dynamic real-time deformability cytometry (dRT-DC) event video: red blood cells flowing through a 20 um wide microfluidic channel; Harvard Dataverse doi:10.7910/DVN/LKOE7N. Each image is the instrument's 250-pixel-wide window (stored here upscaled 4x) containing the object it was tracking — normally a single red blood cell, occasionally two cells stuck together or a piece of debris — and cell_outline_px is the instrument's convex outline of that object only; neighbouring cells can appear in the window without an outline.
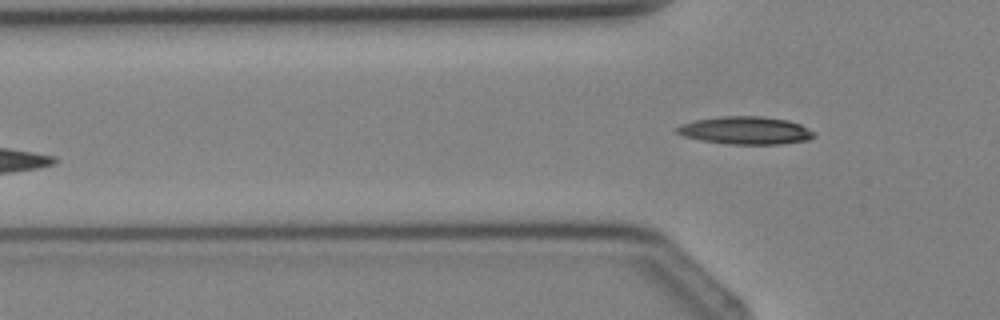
{"species": "Egyptian fruit bat (a non-hibernating species)", "species_latin": "Rousettus aegyptiacus", "temperature_condition": "cold", "stored_images_in_passage": 4, "camera_frame_rate_fps": 3000, "um_per_image_px": 0.085, "animal": {"sex": "female"}, "frame": {"image": 1, "passage_image": 4, "time_ms": 3.333, "image_size_px": [1000, 320], "cell_outline_px": [[816, 136], [808, 140], [780, 144], [728, 144], [704, 140], [684, 136], [676, 132], [676, 128], [680, 124], [692, 120], [720, 116], [764, 116], [788, 120], [800, 124], [816, 132]], "centroid_in_image_um": [63.4, 11.07], "position_along_channel_um": 62.4, "area_um2": 22.31}}